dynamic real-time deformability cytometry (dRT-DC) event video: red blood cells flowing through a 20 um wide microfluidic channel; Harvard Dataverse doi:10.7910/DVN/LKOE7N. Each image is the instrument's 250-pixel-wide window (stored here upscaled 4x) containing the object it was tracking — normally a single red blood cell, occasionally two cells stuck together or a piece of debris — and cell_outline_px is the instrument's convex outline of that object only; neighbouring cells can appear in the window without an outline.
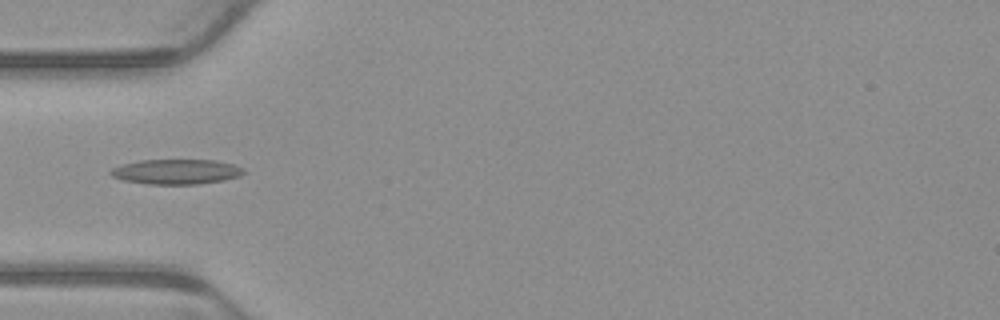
{"species": "common noctule bat (a hibernating species)", "species_latin": "Nyctalus noctula", "temperature_condition": "warm", "stored_images_in_passage": 6, "camera_frame_rate_fps": 3000, "um_per_image_px": 0.085, "animal": {"sex": "male", "body_mass_g": 23.1, "forearm_length_mm": 52.7}, "frame": {"image": 1, "passage_image": 5, "time_ms": 1.333, "image_size_px": [1000, 320], "cell_outline_px": [[244, 172], [240, 176], [224, 180], [196, 184], [148, 184], [124, 180], [112, 176], [108, 172], [112, 168], [124, 164], [140, 160], [216, 160], [232, 164], [244, 168]], "centroid_in_image_um": [14.99, 14.59], "position_along_channel_um": 70.0, "area_um2": 19.25}}
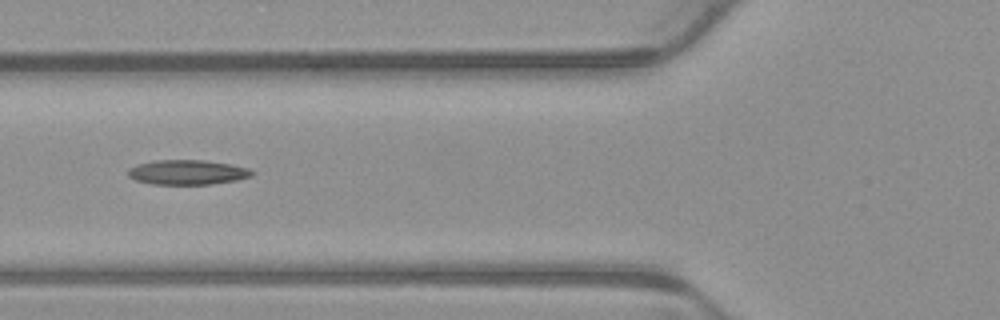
{"frame": {"image": 2, "passage_image": 6, "time_ms": 1.667, "image_size_px": [1000, 320], "cell_outline_px": [[256, 172], [252, 176], [236, 180], [212, 184], [152, 184], [136, 180], [128, 176], [128, 168], [136, 164], [156, 160], [204, 160], [232, 164], [248, 168]], "centroid_in_image_um": [15.94, 14.64], "position_along_channel_um": 109.9, "area_um2": 17.98}}